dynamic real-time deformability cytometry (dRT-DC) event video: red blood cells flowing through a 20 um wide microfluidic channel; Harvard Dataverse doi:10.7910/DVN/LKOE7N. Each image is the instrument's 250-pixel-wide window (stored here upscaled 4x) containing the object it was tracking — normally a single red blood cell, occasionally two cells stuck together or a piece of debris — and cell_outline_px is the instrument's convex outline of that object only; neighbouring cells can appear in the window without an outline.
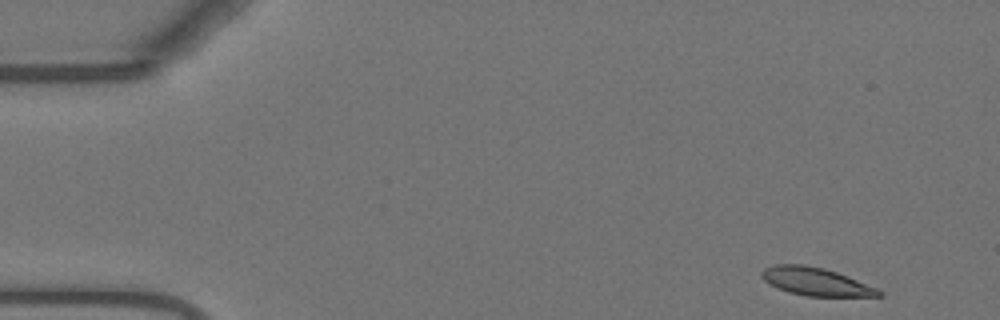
{"species": "Egyptian fruit bat (a non-hibernating species)", "species_latin": "Rousettus aegyptiacus", "temperature_condition": "warm", "stored_images_in_passage": 52, "camera_frame_rate_fps": 3000, "um_per_image_px": 0.085, "animal": {"sex": "female"}, "frame": {"image": 1, "passage_image": 1, "time_ms": 0.0, "image_size_px": [1000, 320], "cell_outline_px": [[884, 296], [808, 296], [788, 292], [776, 288], [764, 280], [760, 276], [760, 272], [764, 268], [776, 264], [804, 264], [824, 268], [836, 272], [876, 288], [884, 292]], "centroid_in_image_um": [69.3, 23.93], "position_along_channel_um": 15.7, "area_um2": 19.02}}
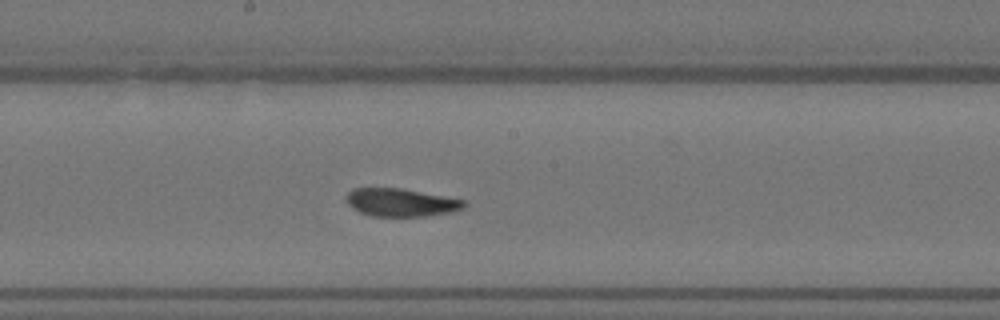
{"frame": {"image": 2, "passage_image": 26, "time_ms": 8.333, "image_size_px": [1000, 320], "cell_outline_px": [[468, 204], [464, 208], [452, 212], [424, 216], [372, 216], [360, 212], [352, 208], [348, 204], [348, 192], [352, 188], [400, 188], [444, 196], [464, 200]], "centroid_in_image_um": [34.1, 17.21], "position_along_channel_um": 214.1, "area_um2": 19.07}}
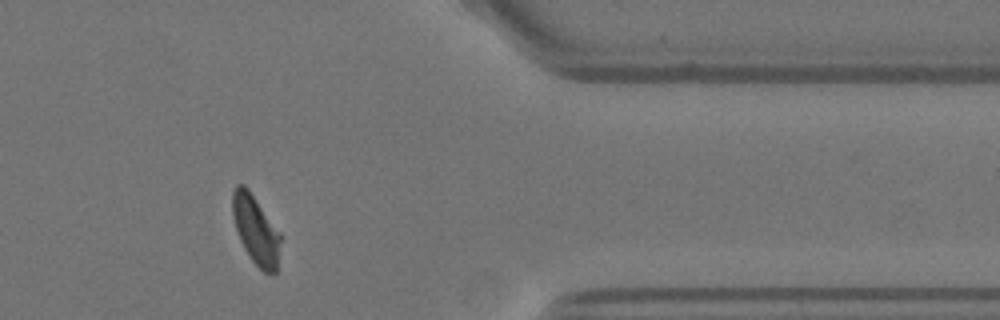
{"frame": {"image": 3, "passage_image": 42, "time_ms": 13.667, "image_size_px": [1000, 320], "cell_outline_px": [[280, 240], [276, 272], [272, 276], [264, 272], [252, 260], [244, 248], [240, 240], [232, 216], [232, 192], [236, 184], [244, 184], [248, 188], [280, 232]], "centroid_in_image_um": [21.72, 19.52], "position_along_channel_um": 389.7, "area_um2": 19.13}, "authors_computed_cell_mechanics": {"area_um2": 19.7965, "velocity_mm_per_s": 3.6865, "shape_relaxation_time_tau1_ms": 6.3238, "shape_relaxation_time_tau2_ms": 1.4146, "deformation_change_tau1": 0.2132, "deformation_change_tau2": 0.0625}}